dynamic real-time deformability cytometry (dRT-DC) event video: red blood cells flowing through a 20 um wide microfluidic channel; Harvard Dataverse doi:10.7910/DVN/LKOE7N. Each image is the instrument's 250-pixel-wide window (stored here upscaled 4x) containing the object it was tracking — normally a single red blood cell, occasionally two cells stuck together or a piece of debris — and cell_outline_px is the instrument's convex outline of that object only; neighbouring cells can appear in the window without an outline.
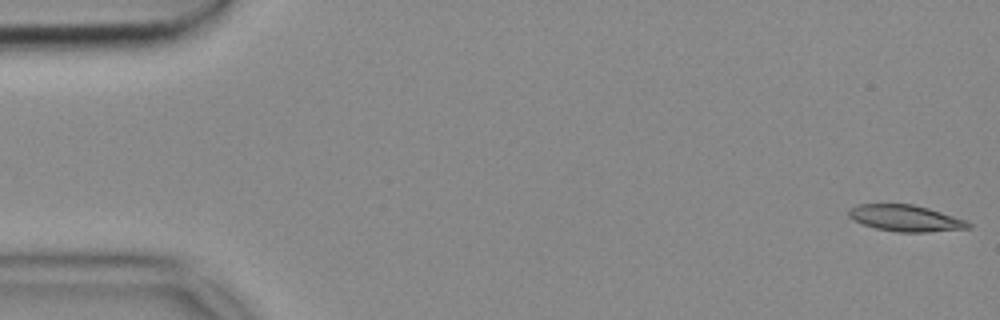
{"species": "common noctule bat (a hibernating species)", "species_latin": "Nyctalus noctula", "temperature_condition": "cold", "stored_images_in_passage": 53, "camera_frame_rate_fps": 3000, "um_per_image_px": 0.085, "animal": {"sex": "female", "body_mass_g": 18.4}, "frame": {"image": 1, "passage_image": 1, "time_ms": 0.0, "image_size_px": [1000, 320], "cell_outline_px": [[972, 228], [928, 232], [896, 232], [876, 228], [864, 224], [848, 216], [848, 212], [852, 208], [860, 204], [912, 204], [928, 208], [964, 220], [972, 224]], "centroid_in_image_um": [77.0, 18.55], "position_along_channel_um": 8.0, "area_um2": 18.09}}
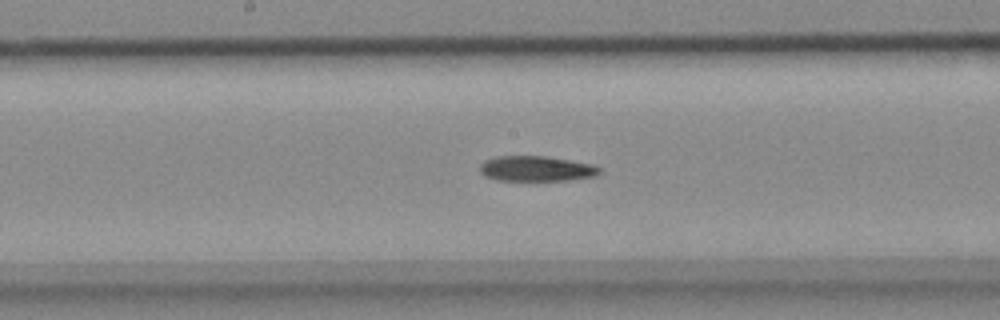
{"frame": {"image": 2, "passage_image": 27, "time_ms": 8.667, "image_size_px": [1000, 320], "cell_outline_px": [[600, 172], [596, 176], [568, 180], [496, 180], [484, 176], [480, 172], [480, 164], [484, 160], [496, 156], [548, 156], [592, 164], [600, 168]], "centroid_in_image_um": [45.56, 14.33], "position_along_channel_um": 202.6, "area_um2": 17.69}}
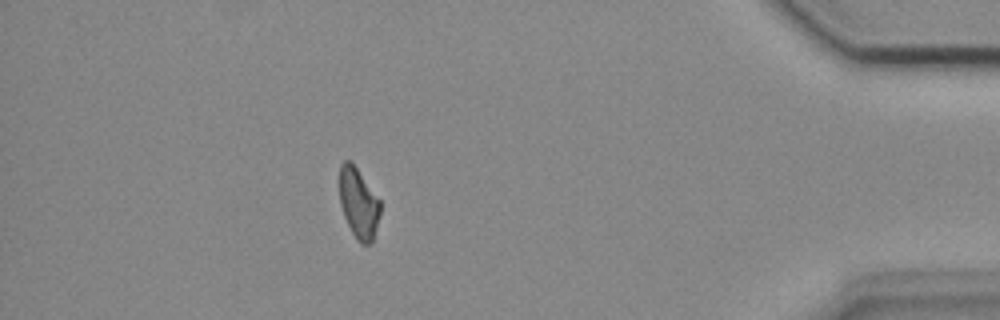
{"frame": {"image": 3, "passage_image": 47, "time_ms": 15.333, "image_size_px": [1000, 320], "cell_outline_px": [[380, 212], [372, 244], [360, 244], [356, 240], [344, 216], [340, 204], [340, 164], [344, 160], [348, 160], [356, 168], [380, 200]], "centroid_in_image_um": [30.48, 17.31], "position_along_channel_um": 404.7, "area_um2": 16.47}}